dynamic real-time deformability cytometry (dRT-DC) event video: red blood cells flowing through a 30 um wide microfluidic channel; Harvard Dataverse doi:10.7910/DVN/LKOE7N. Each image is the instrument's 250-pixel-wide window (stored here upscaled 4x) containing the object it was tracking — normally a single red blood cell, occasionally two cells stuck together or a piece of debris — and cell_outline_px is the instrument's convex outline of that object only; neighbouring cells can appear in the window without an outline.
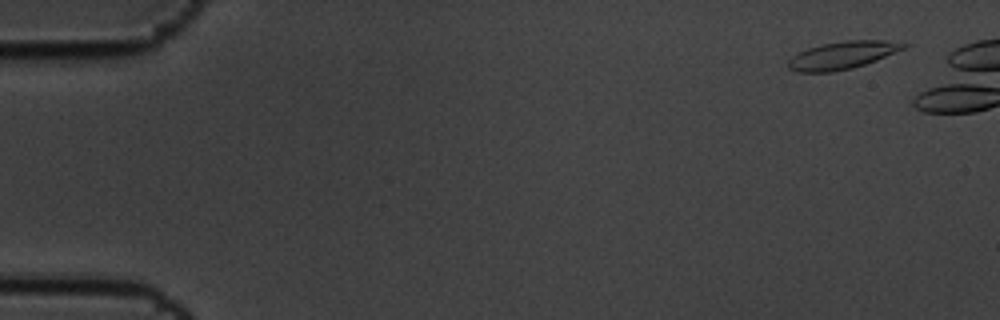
{"species": "common noctule bat (a hibernating species)", "species_latin": "Nyctalus noctula", "temperature_condition": "cold", "stored_images_in_passage": 4, "camera_frame_rate_fps": 3000, "um_per_image_px": 0.085, "animal": {"sex": "male", "body_mass_g": 19.5, "forearm_length_mm": 54.6}, "frame": {"image": 1, "passage_image": 1, "time_ms": 0.0, "image_size_px": [1000, 320], "cell_outline_px": [[908, 44], [904, 48], [876, 60], [852, 68], [832, 72], [796, 72], [788, 68], [788, 60], [792, 56], [808, 48], [820, 44], [848, 40], [884, 40]], "centroid_in_image_um": [71.55, 4.7], "position_along_channel_um": 13.4, "area_um2": 18.38}}